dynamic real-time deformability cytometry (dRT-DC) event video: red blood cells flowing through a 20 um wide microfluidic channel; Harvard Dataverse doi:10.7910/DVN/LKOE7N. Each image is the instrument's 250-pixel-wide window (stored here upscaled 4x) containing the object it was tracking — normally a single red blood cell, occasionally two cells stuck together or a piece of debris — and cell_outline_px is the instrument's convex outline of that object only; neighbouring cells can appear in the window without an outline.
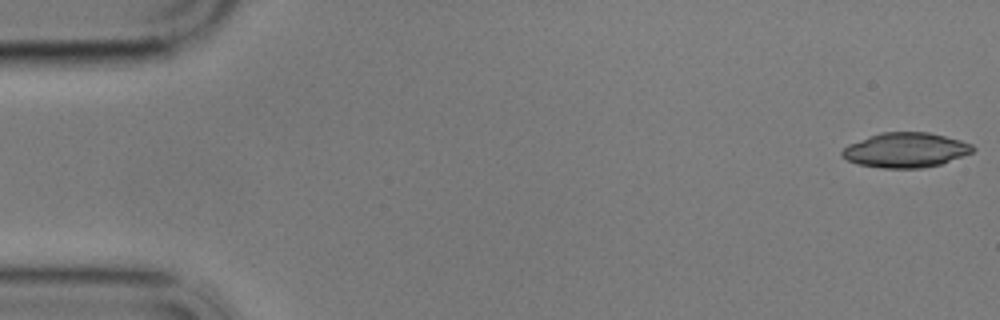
{"species": "common noctule bat (a hibernating species)", "species_latin": "Nyctalus noctula", "temperature_condition": "cold", "stored_images_in_passage": 56, "camera_frame_rate_fps": 3000, "um_per_image_px": 0.085, "animal": {"sex": "male", "body_mass_g": 17.9}, "frame": {"image": 1, "passage_image": 1, "time_ms": 0.0, "image_size_px": [1000, 320], "cell_outline_px": [[976, 148], [972, 152], [940, 164], [924, 168], [880, 168], [856, 164], [840, 156], [840, 152], [848, 144], [868, 136], [880, 132], [928, 132], [960, 140], [972, 144]], "centroid_in_image_um": [76.93, 12.76], "position_along_channel_um": 8.1, "area_um2": 26.59}}
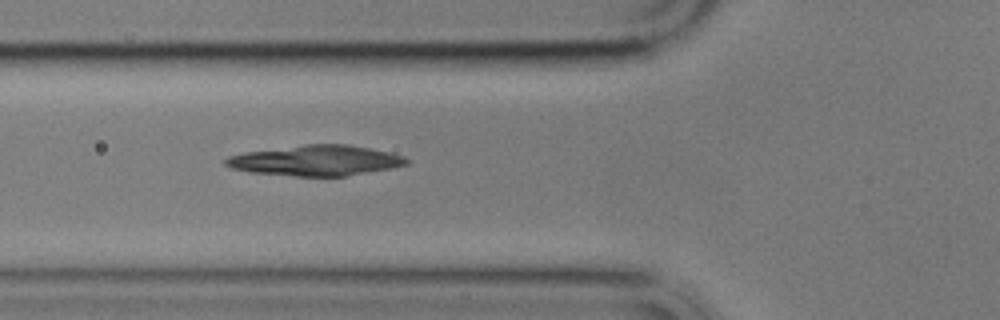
{"frame": {"image": 2, "passage_image": 20, "time_ms": 6.333, "image_size_px": [1000, 320], "cell_outline_px": [[408, 164], [392, 168], [348, 176], [296, 176], [252, 172], [232, 168], [224, 164], [224, 160], [228, 156], [244, 152], [304, 144], [348, 144], [388, 152], [404, 156], [408, 160]], "centroid_in_image_um": [26.84, 13.64], "position_along_channel_um": 99.0, "area_um2": 32.02}}
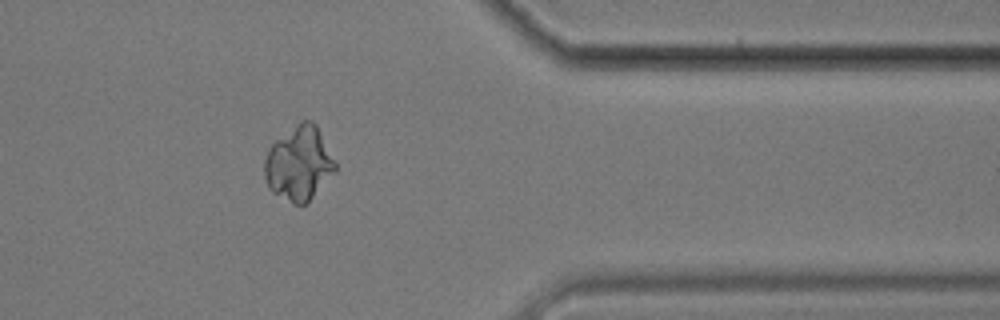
{"frame": {"image": 3, "passage_image": 46, "time_ms": 15.0, "image_size_px": [1000, 320], "cell_outline_px": [[336, 172], [304, 204], [296, 204], [272, 192], [268, 188], [264, 176], [264, 160], [268, 148], [276, 140], [300, 120], [312, 120], [316, 124], [336, 164]], "centroid_in_image_um": [25.39, 13.87], "position_along_channel_um": 386.0, "area_um2": 30.29}}